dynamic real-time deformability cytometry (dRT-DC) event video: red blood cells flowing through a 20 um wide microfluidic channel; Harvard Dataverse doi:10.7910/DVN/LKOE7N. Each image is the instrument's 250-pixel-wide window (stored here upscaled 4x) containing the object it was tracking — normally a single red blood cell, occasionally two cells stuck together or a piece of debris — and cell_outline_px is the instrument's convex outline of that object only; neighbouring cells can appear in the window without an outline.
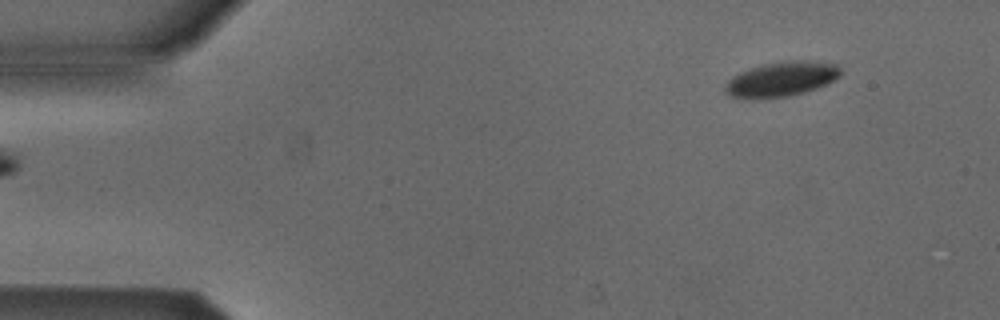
{"species": "Egyptian fruit bat (a non-hibernating species)", "species_latin": "Rousettus aegyptiacus", "temperature_condition": "cold", "stored_images_in_passage": 5, "camera_frame_rate_fps": 3000, "um_per_image_px": 0.085, "animal": {"sex": "male"}, "frame": {"image": 1, "passage_image": 5, "time_ms": 1.333, "image_size_px": [1000, 320], "cell_outline_px": [[840, 76], [828, 84], [804, 92], [788, 96], [728, 96], [724, 92], [724, 88], [728, 80], [732, 76], [740, 72], [764, 64], [784, 60], [808, 60], [836, 64], [840, 68]], "centroid_in_image_um": [66.47, 6.68], "position_along_channel_um": 18.5, "area_um2": 22.83}}